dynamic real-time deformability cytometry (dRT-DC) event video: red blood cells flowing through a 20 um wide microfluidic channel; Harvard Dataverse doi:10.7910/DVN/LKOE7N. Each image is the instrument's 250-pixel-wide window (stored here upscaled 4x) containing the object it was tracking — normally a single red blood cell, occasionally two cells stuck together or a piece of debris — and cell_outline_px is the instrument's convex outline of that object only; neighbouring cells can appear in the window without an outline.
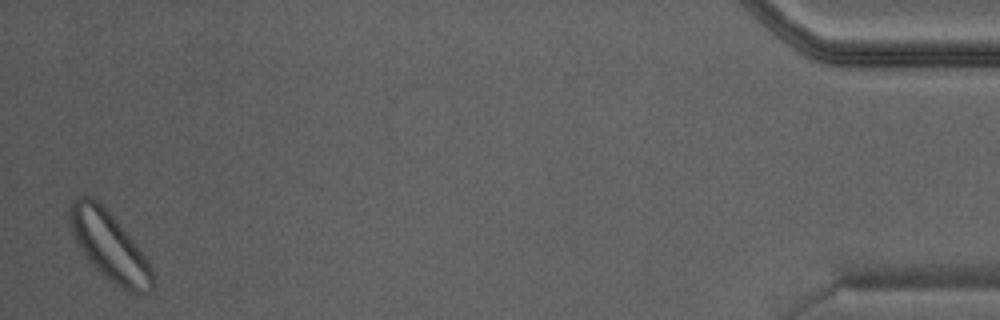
{"species": "Egyptian fruit bat (a non-hibernating species)", "species_latin": "Rousettus aegyptiacus", "temperature_condition": "warm", "stored_images_in_passage": 24, "camera_frame_rate_fps": 3000, "um_per_image_px": 0.085, "animal": {"sex": "male"}, "frame": {"image": 1, "passage_image": 24, "time_ms": 7.667, "image_size_px": [1000, 320], "cell_outline_px": [[156, 284], [152, 292], [144, 296], [128, 292], [120, 288], [108, 280], [92, 264], [80, 248], [72, 232], [68, 220], [68, 208], [76, 196], [92, 196], [112, 216], [132, 240], [148, 260], [152, 268]], "centroid_in_image_um": [9.33, 20.99], "position_along_channel_um": 425.9, "area_um2": 33.18}}